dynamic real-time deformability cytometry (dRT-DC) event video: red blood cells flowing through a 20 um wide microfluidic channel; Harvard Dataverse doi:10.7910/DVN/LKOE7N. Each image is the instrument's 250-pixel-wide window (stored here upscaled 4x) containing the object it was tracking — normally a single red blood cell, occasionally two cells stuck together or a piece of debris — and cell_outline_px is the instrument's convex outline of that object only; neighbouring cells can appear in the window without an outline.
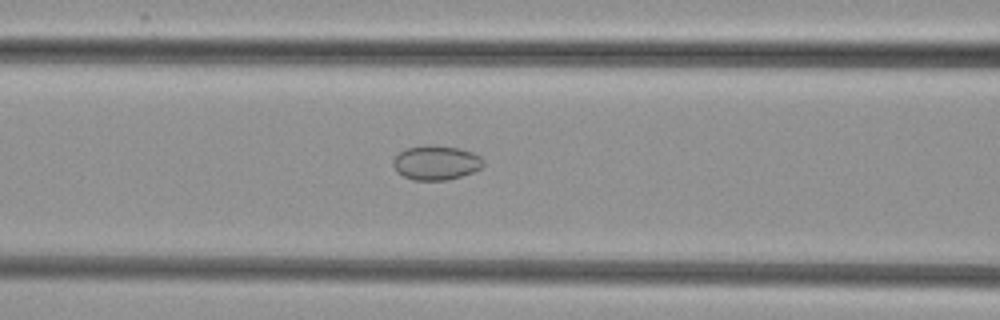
{"species": "common noctule bat (a hibernating species)", "species_latin": "Nyctalus noctula", "temperature_condition": "cold", "stored_images_in_passage": 39, "camera_frame_rate_fps": 3000, "um_per_image_px": 0.085, "animal": {"sex": "female", "body_mass_g": 29.2, "forearm_length_mm": 56.3}, "frame": {"image": 1, "passage_image": 8, "time_ms": 2.333, "image_size_px": [1000, 320], "cell_outline_px": [[484, 164], [480, 168], [472, 172], [448, 180], [412, 180], [396, 172], [392, 164], [392, 160], [400, 152], [408, 148], [424, 144], [428, 144], [460, 148], [472, 152], [480, 156], [484, 160]], "centroid_in_image_um": [37.05, 13.82], "position_along_channel_um": 129.6, "area_um2": 18.21}}
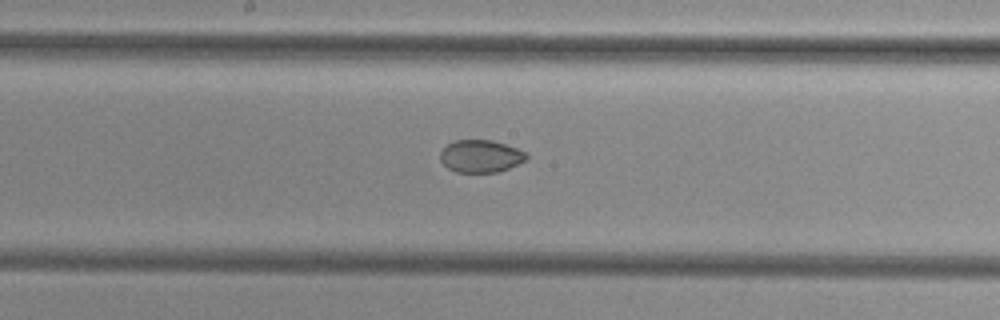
{"frame": {"image": 2, "passage_image": 14, "time_ms": 4.333, "image_size_px": [1000, 320], "cell_outline_px": [[528, 160], [508, 168], [496, 172], [456, 172], [448, 168], [440, 160], [440, 152], [448, 144], [456, 140], [492, 140], [516, 148], [524, 152], [528, 156]], "centroid_in_image_um": [40.86, 13.28], "position_along_channel_um": 207.3, "area_um2": 16.18}}
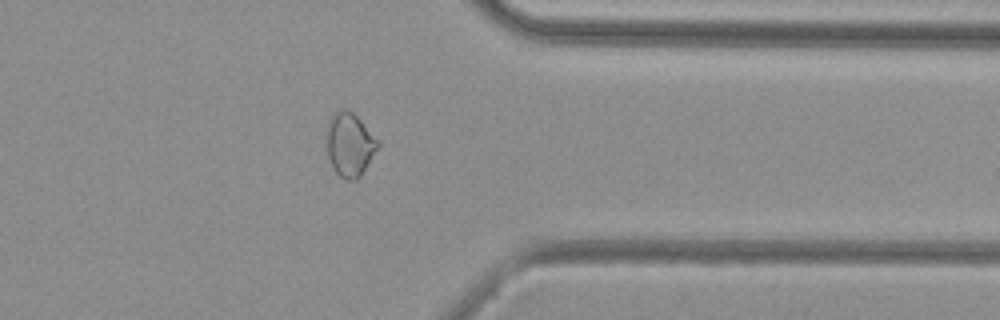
{"frame": {"image": 3, "passage_image": 28, "time_ms": 9.0, "image_size_px": [1000, 320], "cell_outline_px": [[380, 144], [360, 176], [356, 180], [344, 180], [332, 168], [328, 156], [328, 120], [340, 108], [344, 108], [352, 112], [360, 120]], "centroid_in_image_um": [29.71, 12.3], "position_along_channel_um": 381.7, "area_um2": 18.5}}